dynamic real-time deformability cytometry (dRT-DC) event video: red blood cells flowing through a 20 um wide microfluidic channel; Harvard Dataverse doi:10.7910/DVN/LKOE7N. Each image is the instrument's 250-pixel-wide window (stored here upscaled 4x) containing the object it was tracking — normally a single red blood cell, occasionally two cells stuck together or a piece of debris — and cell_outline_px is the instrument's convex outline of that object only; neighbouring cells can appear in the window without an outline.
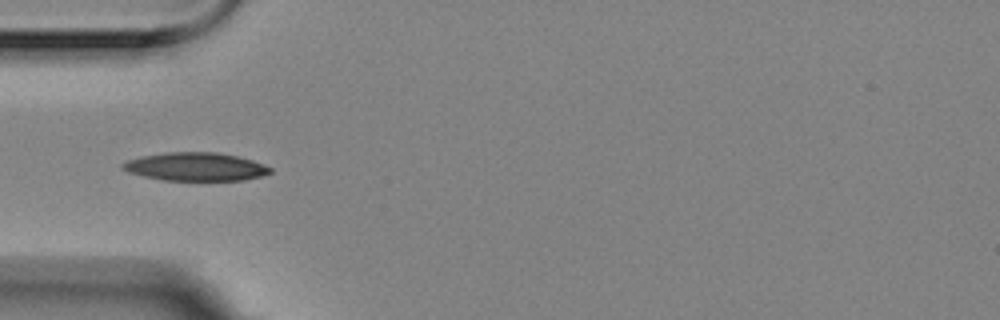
{"species": "Egyptian fruit bat (a non-hibernating species)", "species_latin": "Rousettus aegyptiacus", "temperature_condition": "room temperature", "stored_images_in_passage": 3, "camera_frame_rate_fps": 3000, "um_per_image_px": 0.085, "animal": {"sex": "female"}, "frame": {"image": 1, "passage_image": 1, "time_ms": 0.0, "image_size_px": [1000, 320], "cell_outline_px": [[272, 172], [260, 176], [244, 180], [164, 180], [144, 176], [128, 172], [120, 168], [120, 164], [128, 160], [144, 156], [164, 152], [216, 152], [236, 156], [252, 160], [264, 164], [272, 168]], "centroid_in_image_um": [16.62, 14.17], "position_along_channel_um": 68.4, "area_um2": 24.22}}
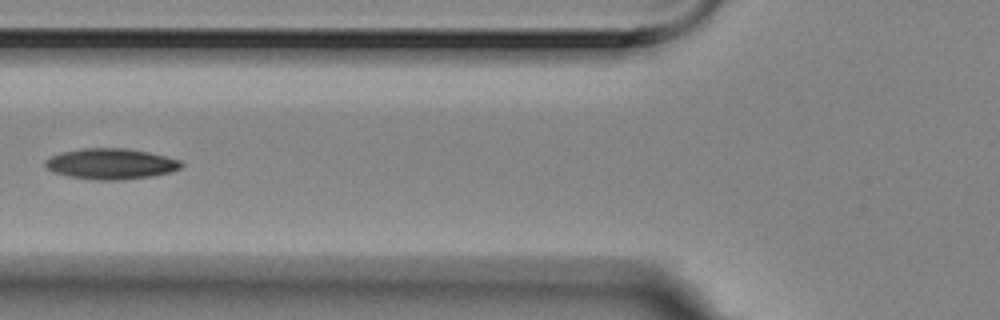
{"frame": {"image": 2, "passage_image": 2, "time_ms": 0.333, "image_size_px": [1000, 320], "cell_outline_px": [[184, 164], [180, 168], [172, 172], [152, 176], [124, 180], [96, 180], [68, 176], [52, 172], [44, 164], [44, 160], [60, 152], [80, 148], [124, 148], [148, 152], [180, 160]], "centroid_in_image_um": [9.41, 13.93], "position_along_channel_um": 116.4, "area_um2": 24.51}}
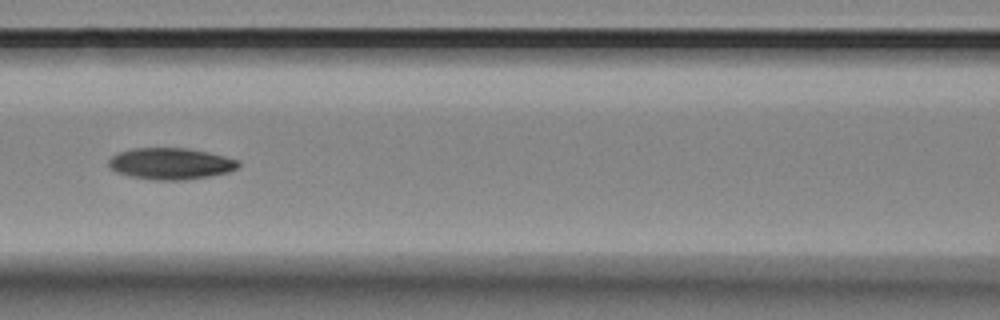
{"frame": {"image": 3, "passage_image": 3, "time_ms": 0.667, "image_size_px": [1000, 320], "cell_outline_px": [[240, 164], [236, 168], [228, 172], [208, 176], [184, 180], [152, 180], [132, 176], [116, 172], [108, 164], [108, 160], [116, 152], [132, 148], [188, 148], [208, 152], [240, 160]], "centroid_in_image_um": [14.49, 13.9], "position_along_channel_um": 152.1, "area_um2": 23.81}}